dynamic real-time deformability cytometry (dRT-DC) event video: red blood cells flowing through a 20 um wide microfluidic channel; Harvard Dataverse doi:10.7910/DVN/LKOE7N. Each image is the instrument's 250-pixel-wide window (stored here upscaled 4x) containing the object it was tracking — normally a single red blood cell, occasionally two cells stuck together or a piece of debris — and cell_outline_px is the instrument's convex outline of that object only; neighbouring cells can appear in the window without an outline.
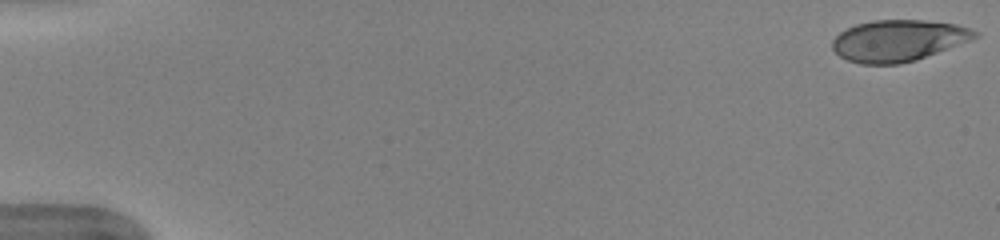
{"species": "human", "species_latin": "Homo sapiens", "temperature_condition": "warm", "stored_images_in_passage": 51, "camera_frame_rate_fps": 3000, "um_per_image_px": 0.085, "donor": {"sex": "female"}, "frame": {"image": 1, "passage_image": 1, "time_ms": 0.0, "image_size_px": [1000, 240], "cell_outline_px": [[980, 36], [972, 40], [916, 60], [900, 64], [860, 64], [848, 60], [840, 56], [832, 48], [832, 40], [840, 32], [856, 24], [872, 20], [924, 20], [956, 24], [980, 32]], "centroid_in_image_um": [76.38, 3.45], "position_along_channel_um": 8.6, "area_um2": 34.51}}
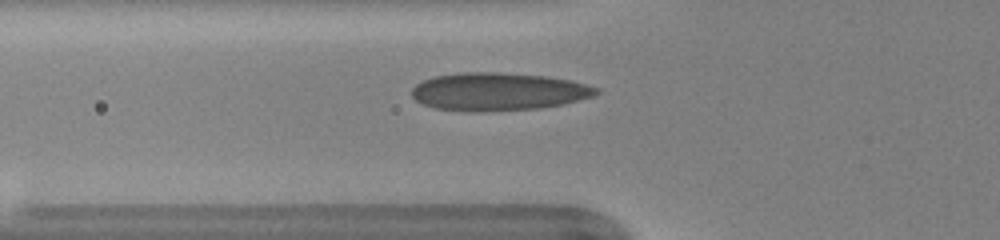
{"frame": {"image": 2, "passage_image": 19, "time_ms": 6.0, "image_size_px": [1000, 240], "cell_outline_px": [[600, 92], [592, 96], [564, 104], [540, 108], [484, 112], [468, 112], [432, 108], [416, 100], [412, 96], [412, 88], [416, 84], [432, 76], [460, 72], [496, 72], [548, 76], [568, 80], [600, 88]], "centroid_in_image_um": [42.32, 7.79], "position_along_channel_um": 83.5, "area_um2": 41.04}}
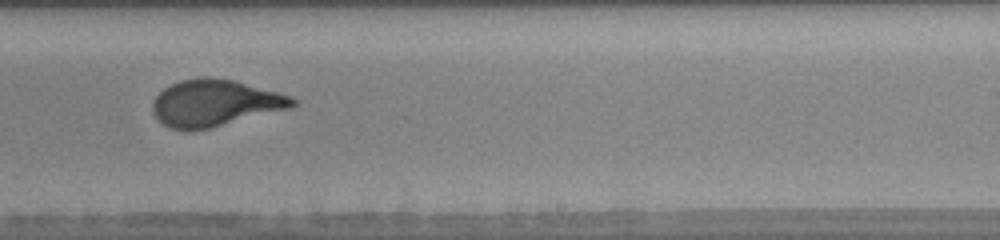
{"frame": {"image": 3, "passage_image": 33, "time_ms": 10.667, "image_size_px": [1000, 240], "cell_outline_px": [[296, 104], [292, 108], [208, 128], [168, 128], [152, 112], [152, 100], [164, 88], [180, 80], [204, 76], [208, 76], [232, 80], [292, 96], [296, 100]], "centroid_in_image_um": [18.28, 8.73], "position_along_channel_um": 270.7, "area_um2": 37.45}, "authors_computed_cell_mechanics": {"area_um2": 37.1076, "velocity_mm_per_s": 3.9981, "shape_relaxation_time_tau1_ms": 6.8264, "shape_relaxation_time_tau2_ms": null, "deformation_change_tau1": 0.2677, "deformation_change_tau2": null}}